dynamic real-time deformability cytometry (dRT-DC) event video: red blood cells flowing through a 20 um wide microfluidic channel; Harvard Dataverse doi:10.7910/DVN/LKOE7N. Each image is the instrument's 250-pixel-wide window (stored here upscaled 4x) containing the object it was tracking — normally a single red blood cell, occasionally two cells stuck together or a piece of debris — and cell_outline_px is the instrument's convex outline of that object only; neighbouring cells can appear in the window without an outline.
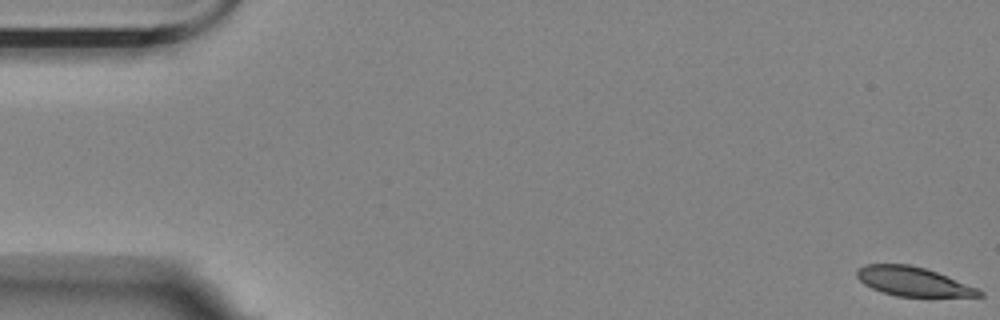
{"species": "Egyptian fruit bat (a non-hibernating species)", "species_latin": "Rousettus aegyptiacus", "temperature_condition": "room temperature", "stored_images_in_passage": 16, "camera_frame_rate_fps": 3000, "um_per_image_px": 0.085, "animal": {"sex": "female"}, "frame": {"image": 1, "passage_image": 1, "time_ms": 0.0, "image_size_px": [1000, 320], "cell_outline_px": [[984, 296], [896, 296], [872, 288], [864, 284], [856, 276], [856, 268], [864, 264], [908, 264], [924, 268], [936, 272], [976, 288], [984, 292]], "centroid_in_image_um": [77.55, 23.91], "position_along_channel_um": 7.5, "area_um2": 20.4}}
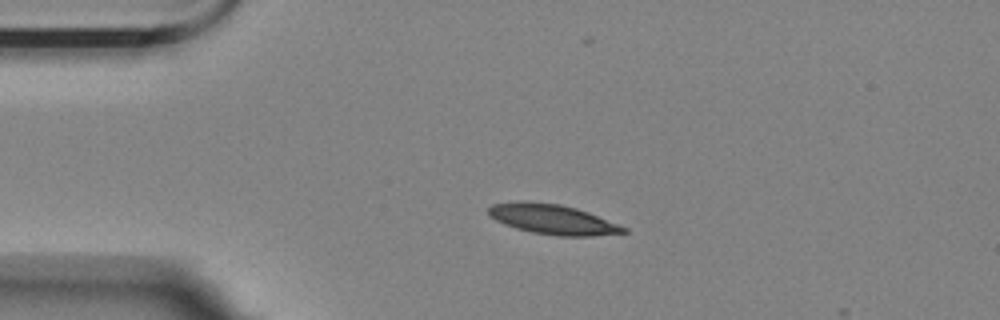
{"frame": {"image": 2, "passage_image": 13, "time_ms": 4.0, "image_size_px": [1000, 320], "cell_outline_px": [[628, 232], [592, 236], [556, 236], [532, 232], [516, 228], [504, 224], [488, 216], [488, 208], [492, 204], [560, 204], [576, 208], [588, 212], [628, 228]], "centroid_in_image_um": [47.05, 18.7], "position_along_channel_um": 37.9, "area_um2": 22.66}}